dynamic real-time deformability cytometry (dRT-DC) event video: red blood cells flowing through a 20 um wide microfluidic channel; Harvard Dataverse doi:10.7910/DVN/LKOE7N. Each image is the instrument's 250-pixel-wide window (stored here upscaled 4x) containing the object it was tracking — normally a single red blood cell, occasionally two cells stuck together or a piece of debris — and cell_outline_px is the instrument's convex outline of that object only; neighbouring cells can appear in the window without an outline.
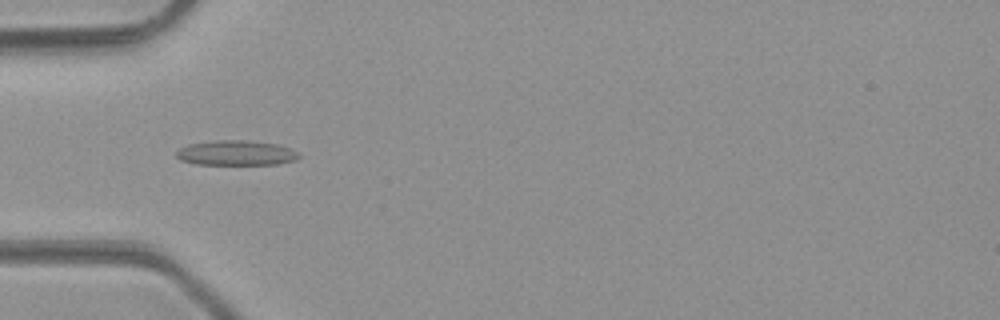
{"species": "common noctule bat (a hibernating species)", "species_latin": "Nyctalus noctula", "temperature_condition": "room temperature", "stored_images_in_passage": 25, "camera_frame_rate_fps": 3000, "um_per_image_px": 0.085, "animal": {"sex": "male", "body_mass_g": 23.1, "forearm_length_mm": 52.7}, "frame": {"image": 1, "passage_image": 6, "time_ms": 1.667, "image_size_px": [1000, 320], "cell_outline_px": [[300, 156], [296, 160], [276, 164], [196, 164], [180, 160], [176, 156], [176, 152], [180, 148], [188, 144], [216, 140], [244, 140], [276, 144], [288, 148], [296, 152]], "centroid_in_image_um": [20.03, 13.0], "position_along_channel_um": 65.0, "area_um2": 17.63}}
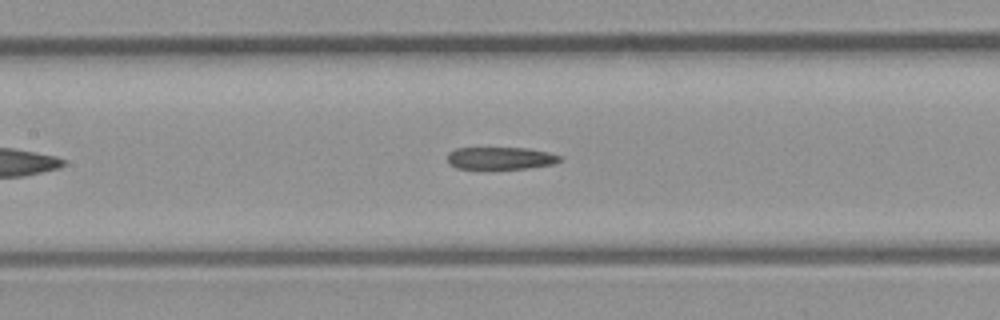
{"frame": {"image": 2, "passage_image": 13, "time_ms": 4.0, "image_size_px": [1000, 320], "cell_outline_px": [[564, 156], [560, 160], [552, 164], [528, 168], [456, 168], [448, 160], [448, 152], [456, 148], [528, 148], [548, 152]], "centroid_in_image_um": [42.58, 13.43], "position_along_channel_um": 164.8, "area_um2": 14.45}}
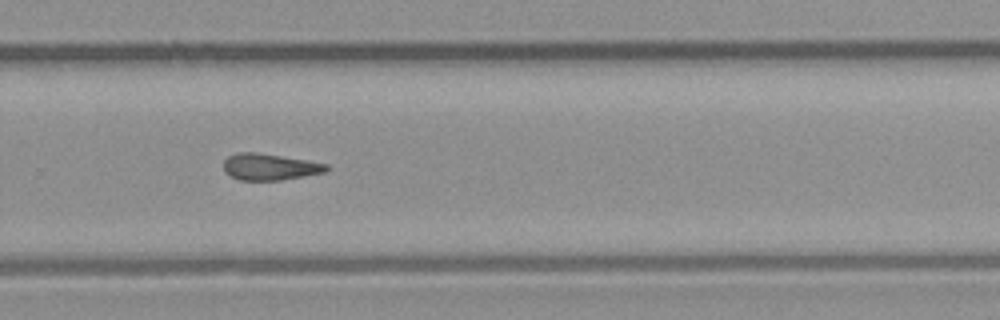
{"frame": {"image": 3, "passage_image": 23, "time_ms": 7.333, "image_size_px": [1000, 320], "cell_outline_px": [[328, 168], [324, 172], [304, 176], [280, 180], [240, 180], [224, 172], [224, 160], [228, 156], [236, 152], [256, 152], [328, 164]], "centroid_in_image_um": [22.88, 14.18], "position_along_channel_um": 306.9, "area_um2": 15.66}}